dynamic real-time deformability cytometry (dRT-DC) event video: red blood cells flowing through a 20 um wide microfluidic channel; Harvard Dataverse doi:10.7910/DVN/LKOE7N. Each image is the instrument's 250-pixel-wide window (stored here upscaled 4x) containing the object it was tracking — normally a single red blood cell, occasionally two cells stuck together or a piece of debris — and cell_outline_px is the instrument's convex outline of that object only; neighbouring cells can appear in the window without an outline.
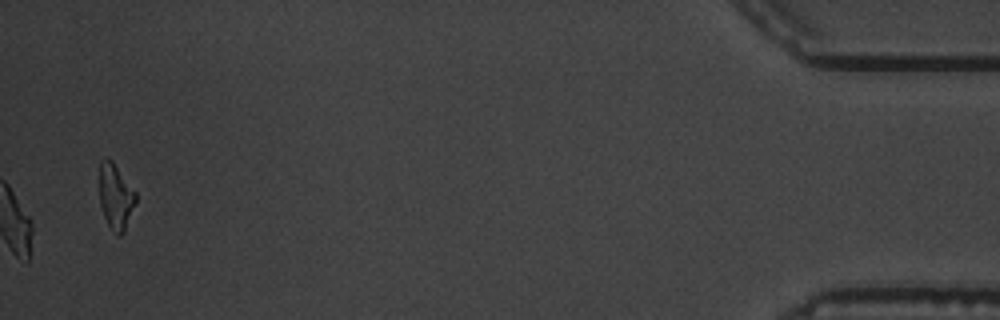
{"species": "common noctule bat (a hibernating species)", "species_latin": "Nyctalus noctula", "temperature_condition": "warm", "stored_images_in_passage": 53, "camera_frame_rate_fps": 3000, "um_per_image_px": 0.085, "animal": {"sex": "male", "body_mass_g": 19.5, "forearm_length_mm": 54.6}, "frame": {"image": 1, "passage_image": 53, "time_ms": 17.333, "image_size_px": [1000, 320], "cell_outline_px": [[136, 204], [124, 232], [120, 236], [116, 236], [108, 224], [104, 216], [100, 204], [100, 160], [104, 156], [108, 156], [112, 160], [136, 192]], "centroid_in_image_um": [9.84, 16.7], "position_along_channel_um": 425.4, "area_um2": 14.05}, "authors_computed_cell_mechanics": {"area_um2": 16.9354, "velocity_mm_per_s": 3.5627, "shape_relaxation_time_tau1_ms": 3.2278, "shape_relaxation_time_tau2_ms": 3.5518, "deformation_change_tau1": 0.1224, "deformation_change_tau2": 0.0916}}